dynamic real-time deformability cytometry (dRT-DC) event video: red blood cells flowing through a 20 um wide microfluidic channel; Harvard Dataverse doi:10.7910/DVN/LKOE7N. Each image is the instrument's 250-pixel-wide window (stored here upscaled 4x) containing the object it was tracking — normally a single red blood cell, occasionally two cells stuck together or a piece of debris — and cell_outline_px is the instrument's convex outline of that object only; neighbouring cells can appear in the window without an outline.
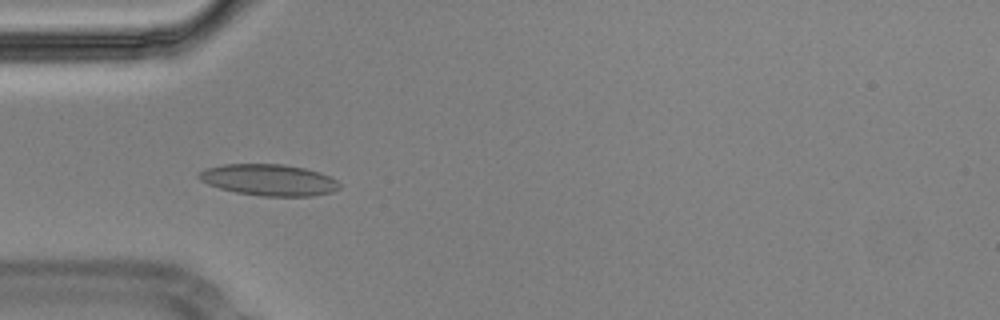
{"species": "Egyptian fruit bat (a non-hibernating species)", "species_latin": "Rousettus aegyptiacus", "temperature_condition": "cold", "stored_images_in_passage": 55, "camera_frame_rate_fps": 3000, "um_per_image_px": 0.085, "animal": {"sex": "male"}, "frame": {"image": 1, "passage_image": 16, "time_ms": 5.0, "image_size_px": [1000, 320], "cell_outline_px": [[340, 188], [332, 192], [312, 196], [260, 196], [236, 192], [220, 188], [208, 184], [200, 180], [196, 176], [204, 168], [224, 164], [284, 164], [304, 168], [320, 172], [332, 176], [340, 184]], "centroid_in_image_um": [22.87, 15.29], "position_along_channel_um": 62.1, "area_um2": 25.89}}
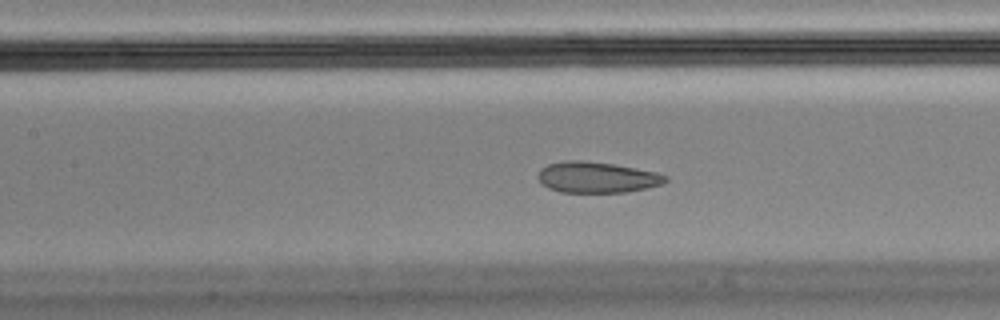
{"frame": {"image": 2, "passage_image": 24, "time_ms": 7.667, "image_size_px": [1000, 320], "cell_outline_px": [[668, 180], [664, 184], [624, 192], [560, 192], [548, 188], [540, 184], [536, 176], [540, 168], [548, 164], [564, 160], [584, 160], [612, 164], [656, 172], [668, 176]], "centroid_in_image_um": [50.68, 15.07], "position_along_channel_um": 156.7, "area_um2": 23.12}, "authors_computed_cell_mechanics": {"area_um2": 24.6806, "velocity_mm_per_s": 3.559, "shape_relaxation_time_tau1_ms": null, "shape_relaxation_time_tau2_ms": 1.1026, "deformation_change_tau1": null, "deformation_change_tau2": 0.0681}}